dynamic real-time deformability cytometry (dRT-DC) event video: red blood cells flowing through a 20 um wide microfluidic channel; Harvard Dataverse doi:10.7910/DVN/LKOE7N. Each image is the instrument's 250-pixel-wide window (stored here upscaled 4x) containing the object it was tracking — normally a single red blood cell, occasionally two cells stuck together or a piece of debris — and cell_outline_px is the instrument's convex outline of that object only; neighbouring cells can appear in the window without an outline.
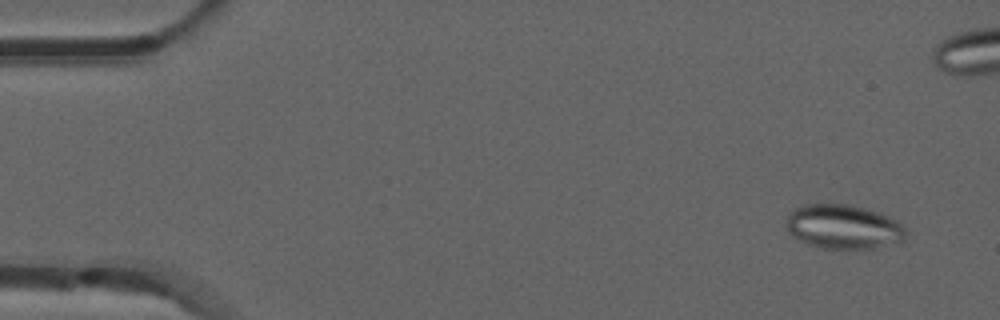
{"species": "common noctule bat (a hibernating species)", "species_latin": "Nyctalus noctula", "temperature_condition": "room temperature", "stored_images_in_passage": 53, "camera_frame_rate_fps": 3000, "um_per_image_px": 0.085, "animal": {"sex": "male", "forearm_length_mm": 52.5}, "frame": {"image": 1, "passage_image": 4, "time_ms": 1.0, "image_size_px": [1000, 320], "cell_outline_px": [[908, 232], [904, 240], [872, 248], [824, 248], [800, 240], [792, 236], [788, 232], [788, 212], [804, 204], [852, 204], [880, 212], [888, 216], [900, 224]], "centroid_in_image_um": [71.7, 19.25], "position_along_channel_um": 13.3, "area_um2": 30.58}}
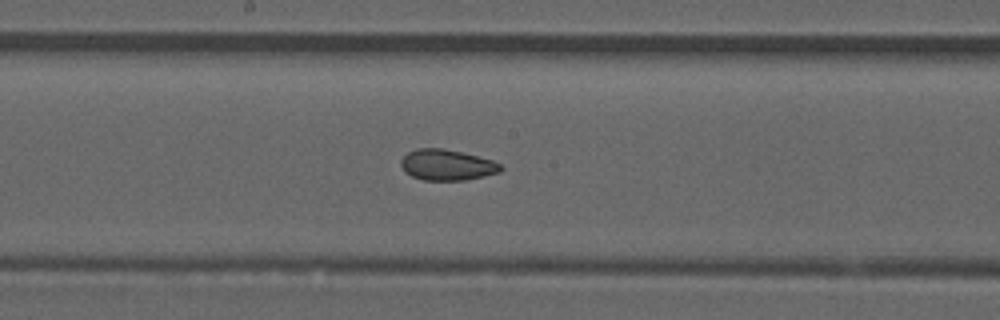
{"frame": {"image": 2, "passage_image": 28, "time_ms": 9.0, "image_size_px": [1000, 320], "cell_outline_px": [[504, 168], [500, 172], [484, 176], [464, 180], [424, 180], [412, 176], [404, 172], [400, 164], [400, 160], [408, 152], [416, 148], [444, 148], [492, 160], [500, 164]], "centroid_in_image_um": [37.97, 14.02], "position_along_channel_um": 210.2, "area_um2": 17.92}}
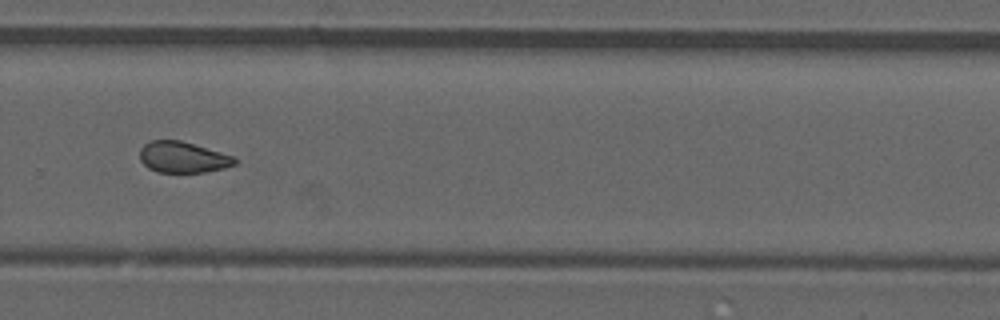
{"frame": {"image": 3, "passage_image": 36, "time_ms": 11.667, "image_size_px": [1000, 320], "cell_outline_px": [[236, 164], [224, 168], [204, 172], [156, 172], [148, 168], [140, 160], [140, 148], [144, 144], [152, 140], [180, 140], [220, 152], [232, 156], [236, 160]], "centroid_in_image_um": [15.5, 13.37], "position_along_channel_um": 314.3, "area_um2": 17.05}, "authors_computed_cell_mechanics": {"area_um2": 18.2648, "velocity_mm_per_s": 3.9215, "shape_relaxation_time_tau1_ms": null, "shape_relaxation_time_tau2_ms": 2.3082, "deformation_change_tau1": null, "deformation_change_tau2": 0.076}}